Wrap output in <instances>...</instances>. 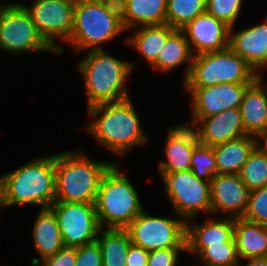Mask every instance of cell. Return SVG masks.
I'll use <instances>...</instances> for the list:
<instances>
[{"instance_id":"6da1fadb","label":"cell","mask_w":267,"mask_h":266,"mask_svg":"<svg viewBox=\"0 0 267 266\" xmlns=\"http://www.w3.org/2000/svg\"><path fill=\"white\" fill-rule=\"evenodd\" d=\"M87 112L93 119L86 131L107 150L125 157L132 147L146 143L148 137L130 98L92 106Z\"/></svg>"},{"instance_id":"7a4b0ae2","label":"cell","mask_w":267,"mask_h":266,"mask_svg":"<svg viewBox=\"0 0 267 266\" xmlns=\"http://www.w3.org/2000/svg\"><path fill=\"white\" fill-rule=\"evenodd\" d=\"M77 66L85 85L87 109L131 98L125 83L134 62L122 61L101 49L88 51Z\"/></svg>"},{"instance_id":"3957f363","label":"cell","mask_w":267,"mask_h":266,"mask_svg":"<svg viewBox=\"0 0 267 266\" xmlns=\"http://www.w3.org/2000/svg\"><path fill=\"white\" fill-rule=\"evenodd\" d=\"M114 162L89 159L83 150L55 155V201L95 203L104 173Z\"/></svg>"},{"instance_id":"277c9868","label":"cell","mask_w":267,"mask_h":266,"mask_svg":"<svg viewBox=\"0 0 267 266\" xmlns=\"http://www.w3.org/2000/svg\"><path fill=\"white\" fill-rule=\"evenodd\" d=\"M2 176L8 208L29 204L48 209L55 202V155L33 158Z\"/></svg>"},{"instance_id":"5b68a950","label":"cell","mask_w":267,"mask_h":266,"mask_svg":"<svg viewBox=\"0 0 267 266\" xmlns=\"http://www.w3.org/2000/svg\"><path fill=\"white\" fill-rule=\"evenodd\" d=\"M117 164L104 173L95 202L98 222L104 229H126L144 210L136 187Z\"/></svg>"},{"instance_id":"8992f818","label":"cell","mask_w":267,"mask_h":266,"mask_svg":"<svg viewBox=\"0 0 267 266\" xmlns=\"http://www.w3.org/2000/svg\"><path fill=\"white\" fill-rule=\"evenodd\" d=\"M125 29L120 7L99 0H76L74 23L69 40L75 52L101 50V45Z\"/></svg>"},{"instance_id":"52a82bcc","label":"cell","mask_w":267,"mask_h":266,"mask_svg":"<svg viewBox=\"0 0 267 266\" xmlns=\"http://www.w3.org/2000/svg\"><path fill=\"white\" fill-rule=\"evenodd\" d=\"M256 71L230 47L194 56L183 87H207L222 83H252Z\"/></svg>"},{"instance_id":"ba28073f","label":"cell","mask_w":267,"mask_h":266,"mask_svg":"<svg viewBox=\"0 0 267 266\" xmlns=\"http://www.w3.org/2000/svg\"><path fill=\"white\" fill-rule=\"evenodd\" d=\"M159 173L166 198L177 216L187 221L202 211L211 212L210 182L198 178L191 170Z\"/></svg>"},{"instance_id":"9c48e42d","label":"cell","mask_w":267,"mask_h":266,"mask_svg":"<svg viewBox=\"0 0 267 266\" xmlns=\"http://www.w3.org/2000/svg\"><path fill=\"white\" fill-rule=\"evenodd\" d=\"M76 0H33L26 6L22 2L9 3L8 5H23L29 12L39 35L56 52H64L56 39L67 42L70 38L74 23Z\"/></svg>"},{"instance_id":"30bf717a","label":"cell","mask_w":267,"mask_h":266,"mask_svg":"<svg viewBox=\"0 0 267 266\" xmlns=\"http://www.w3.org/2000/svg\"><path fill=\"white\" fill-rule=\"evenodd\" d=\"M126 230L132 244L149 252L167 248H186V221L182 217H155L144 209Z\"/></svg>"},{"instance_id":"8fae6325","label":"cell","mask_w":267,"mask_h":266,"mask_svg":"<svg viewBox=\"0 0 267 266\" xmlns=\"http://www.w3.org/2000/svg\"><path fill=\"white\" fill-rule=\"evenodd\" d=\"M0 49L7 53H56L39 35L23 5H6L0 10Z\"/></svg>"},{"instance_id":"7c38bea8","label":"cell","mask_w":267,"mask_h":266,"mask_svg":"<svg viewBox=\"0 0 267 266\" xmlns=\"http://www.w3.org/2000/svg\"><path fill=\"white\" fill-rule=\"evenodd\" d=\"M56 216L65 247L95 242L101 229L95 203L55 201L49 208Z\"/></svg>"},{"instance_id":"4fadbf2b","label":"cell","mask_w":267,"mask_h":266,"mask_svg":"<svg viewBox=\"0 0 267 266\" xmlns=\"http://www.w3.org/2000/svg\"><path fill=\"white\" fill-rule=\"evenodd\" d=\"M251 83H222L207 87H184L191 96V124L196 127L206 117L240 108L246 87Z\"/></svg>"},{"instance_id":"5bb4252c","label":"cell","mask_w":267,"mask_h":266,"mask_svg":"<svg viewBox=\"0 0 267 266\" xmlns=\"http://www.w3.org/2000/svg\"><path fill=\"white\" fill-rule=\"evenodd\" d=\"M211 213L241 218L247 211L250 190L239 174H216L210 182Z\"/></svg>"},{"instance_id":"9a60e30c","label":"cell","mask_w":267,"mask_h":266,"mask_svg":"<svg viewBox=\"0 0 267 266\" xmlns=\"http://www.w3.org/2000/svg\"><path fill=\"white\" fill-rule=\"evenodd\" d=\"M194 56L229 47L230 26L205 11L181 29Z\"/></svg>"},{"instance_id":"2e32d148","label":"cell","mask_w":267,"mask_h":266,"mask_svg":"<svg viewBox=\"0 0 267 266\" xmlns=\"http://www.w3.org/2000/svg\"><path fill=\"white\" fill-rule=\"evenodd\" d=\"M165 155L167 161H160L159 172L175 173L191 170L192 153L199 143L196 129L188 124H177L168 128Z\"/></svg>"},{"instance_id":"e0dca14e","label":"cell","mask_w":267,"mask_h":266,"mask_svg":"<svg viewBox=\"0 0 267 266\" xmlns=\"http://www.w3.org/2000/svg\"><path fill=\"white\" fill-rule=\"evenodd\" d=\"M194 128L199 142L211 147L246 136L240 108L203 118Z\"/></svg>"},{"instance_id":"ac0fdd59","label":"cell","mask_w":267,"mask_h":266,"mask_svg":"<svg viewBox=\"0 0 267 266\" xmlns=\"http://www.w3.org/2000/svg\"><path fill=\"white\" fill-rule=\"evenodd\" d=\"M234 238V218L229 216L218 219L214 216L203 223L186 221V250L198 255L210 245L228 243Z\"/></svg>"},{"instance_id":"d6986e66","label":"cell","mask_w":267,"mask_h":266,"mask_svg":"<svg viewBox=\"0 0 267 266\" xmlns=\"http://www.w3.org/2000/svg\"><path fill=\"white\" fill-rule=\"evenodd\" d=\"M230 27L229 47L256 72L267 67V17L262 24L233 32Z\"/></svg>"},{"instance_id":"ffe728a7","label":"cell","mask_w":267,"mask_h":266,"mask_svg":"<svg viewBox=\"0 0 267 266\" xmlns=\"http://www.w3.org/2000/svg\"><path fill=\"white\" fill-rule=\"evenodd\" d=\"M240 111L246 135L258 138L267 130V95L256 79L246 87Z\"/></svg>"},{"instance_id":"44dd1931","label":"cell","mask_w":267,"mask_h":266,"mask_svg":"<svg viewBox=\"0 0 267 266\" xmlns=\"http://www.w3.org/2000/svg\"><path fill=\"white\" fill-rule=\"evenodd\" d=\"M36 216L32 236L35 250L40 258L34 257L31 260L32 266L65 247L55 214L48 208L40 209Z\"/></svg>"},{"instance_id":"7402d4cb","label":"cell","mask_w":267,"mask_h":266,"mask_svg":"<svg viewBox=\"0 0 267 266\" xmlns=\"http://www.w3.org/2000/svg\"><path fill=\"white\" fill-rule=\"evenodd\" d=\"M167 0H124L120 7L125 31L144 25L166 24Z\"/></svg>"},{"instance_id":"603a6c76","label":"cell","mask_w":267,"mask_h":266,"mask_svg":"<svg viewBox=\"0 0 267 266\" xmlns=\"http://www.w3.org/2000/svg\"><path fill=\"white\" fill-rule=\"evenodd\" d=\"M234 238L240 261L267 256L266 226L251 222L243 217L234 218Z\"/></svg>"},{"instance_id":"cb8c5ba5","label":"cell","mask_w":267,"mask_h":266,"mask_svg":"<svg viewBox=\"0 0 267 266\" xmlns=\"http://www.w3.org/2000/svg\"><path fill=\"white\" fill-rule=\"evenodd\" d=\"M257 144L256 137L246 135L213 146L216 156L217 174H239L242 166L248 160L250 153Z\"/></svg>"},{"instance_id":"d4e9b609","label":"cell","mask_w":267,"mask_h":266,"mask_svg":"<svg viewBox=\"0 0 267 266\" xmlns=\"http://www.w3.org/2000/svg\"><path fill=\"white\" fill-rule=\"evenodd\" d=\"M136 28L126 42L135 48L150 65L156 61L168 38L177 30L168 24L144 25Z\"/></svg>"},{"instance_id":"484cf974","label":"cell","mask_w":267,"mask_h":266,"mask_svg":"<svg viewBox=\"0 0 267 266\" xmlns=\"http://www.w3.org/2000/svg\"><path fill=\"white\" fill-rule=\"evenodd\" d=\"M194 54L190 44L186 40L182 30L177 29L167 40L156 61L151 65L153 70L160 72H169L177 69L179 66L187 63L184 80L187 78Z\"/></svg>"},{"instance_id":"4316f807","label":"cell","mask_w":267,"mask_h":266,"mask_svg":"<svg viewBox=\"0 0 267 266\" xmlns=\"http://www.w3.org/2000/svg\"><path fill=\"white\" fill-rule=\"evenodd\" d=\"M97 241L102 252V266H126L128 248L131 244L126 229L101 228Z\"/></svg>"},{"instance_id":"83f0119b","label":"cell","mask_w":267,"mask_h":266,"mask_svg":"<svg viewBox=\"0 0 267 266\" xmlns=\"http://www.w3.org/2000/svg\"><path fill=\"white\" fill-rule=\"evenodd\" d=\"M206 11V0H167L166 24L181 30Z\"/></svg>"},{"instance_id":"f1b7e54d","label":"cell","mask_w":267,"mask_h":266,"mask_svg":"<svg viewBox=\"0 0 267 266\" xmlns=\"http://www.w3.org/2000/svg\"><path fill=\"white\" fill-rule=\"evenodd\" d=\"M239 176L252 191L267 185V155L256 146L242 166Z\"/></svg>"},{"instance_id":"f546056e","label":"cell","mask_w":267,"mask_h":266,"mask_svg":"<svg viewBox=\"0 0 267 266\" xmlns=\"http://www.w3.org/2000/svg\"><path fill=\"white\" fill-rule=\"evenodd\" d=\"M197 257L200 258L203 266H240L241 263L235 238L228 243L210 245L204 248Z\"/></svg>"},{"instance_id":"4dcf8cb0","label":"cell","mask_w":267,"mask_h":266,"mask_svg":"<svg viewBox=\"0 0 267 266\" xmlns=\"http://www.w3.org/2000/svg\"><path fill=\"white\" fill-rule=\"evenodd\" d=\"M191 171L208 182L217 174L216 156L213 147L198 143L192 153Z\"/></svg>"},{"instance_id":"1f68e13d","label":"cell","mask_w":267,"mask_h":266,"mask_svg":"<svg viewBox=\"0 0 267 266\" xmlns=\"http://www.w3.org/2000/svg\"><path fill=\"white\" fill-rule=\"evenodd\" d=\"M242 4L243 0H206V11L228 26L234 27Z\"/></svg>"},{"instance_id":"d6a6232c","label":"cell","mask_w":267,"mask_h":266,"mask_svg":"<svg viewBox=\"0 0 267 266\" xmlns=\"http://www.w3.org/2000/svg\"><path fill=\"white\" fill-rule=\"evenodd\" d=\"M244 219L267 227V185L250 191Z\"/></svg>"},{"instance_id":"836d02e7","label":"cell","mask_w":267,"mask_h":266,"mask_svg":"<svg viewBox=\"0 0 267 266\" xmlns=\"http://www.w3.org/2000/svg\"><path fill=\"white\" fill-rule=\"evenodd\" d=\"M75 266H102V252L97 240L77 247Z\"/></svg>"},{"instance_id":"e575fe53","label":"cell","mask_w":267,"mask_h":266,"mask_svg":"<svg viewBox=\"0 0 267 266\" xmlns=\"http://www.w3.org/2000/svg\"><path fill=\"white\" fill-rule=\"evenodd\" d=\"M186 248H167L150 251L147 266H177L179 253Z\"/></svg>"},{"instance_id":"d590c367","label":"cell","mask_w":267,"mask_h":266,"mask_svg":"<svg viewBox=\"0 0 267 266\" xmlns=\"http://www.w3.org/2000/svg\"><path fill=\"white\" fill-rule=\"evenodd\" d=\"M77 247H64L56 254L45 257L35 266H75Z\"/></svg>"},{"instance_id":"8d00e7d4","label":"cell","mask_w":267,"mask_h":266,"mask_svg":"<svg viewBox=\"0 0 267 266\" xmlns=\"http://www.w3.org/2000/svg\"><path fill=\"white\" fill-rule=\"evenodd\" d=\"M150 252L146 249L130 244L127 253L126 266H147Z\"/></svg>"},{"instance_id":"74e56055","label":"cell","mask_w":267,"mask_h":266,"mask_svg":"<svg viewBox=\"0 0 267 266\" xmlns=\"http://www.w3.org/2000/svg\"><path fill=\"white\" fill-rule=\"evenodd\" d=\"M245 260H247V262L243 264V266H267V256L248 258Z\"/></svg>"},{"instance_id":"f35d334b","label":"cell","mask_w":267,"mask_h":266,"mask_svg":"<svg viewBox=\"0 0 267 266\" xmlns=\"http://www.w3.org/2000/svg\"><path fill=\"white\" fill-rule=\"evenodd\" d=\"M8 207L6 203V193H5V184L3 180V176H0V211L3 208Z\"/></svg>"},{"instance_id":"ab89813d","label":"cell","mask_w":267,"mask_h":266,"mask_svg":"<svg viewBox=\"0 0 267 266\" xmlns=\"http://www.w3.org/2000/svg\"><path fill=\"white\" fill-rule=\"evenodd\" d=\"M257 142V146L267 155V130L257 138Z\"/></svg>"},{"instance_id":"60d3db41","label":"cell","mask_w":267,"mask_h":266,"mask_svg":"<svg viewBox=\"0 0 267 266\" xmlns=\"http://www.w3.org/2000/svg\"><path fill=\"white\" fill-rule=\"evenodd\" d=\"M99 1L107 3V4H112L118 7H121L124 3V0H99Z\"/></svg>"},{"instance_id":"b9f144b4","label":"cell","mask_w":267,"mask_h":266,"mask_svg":"<svg viewBox=\"0 0 267 266\" xmlns=\"http://www.w3.org/2000/svg\"><path fill=\"white\" fill-rule=\"evenodd\" d=\"M256 80L262 85V87H265L264 90L266 92L267 95V86H263V76H262V69L256 72Z\"/></svg>"},{"instance_id":"7bdbcfd3","label":"cell","mask_w":267,"mask_h":266,"mask_svg":"<svg viewBox=\"0 0 267 266\" xmlns=\"http://www.w3.org/2000/svg\"><path fill=\"white\" fill-rule=\"evenodd\" d=\"M7 4H1L0 3V10L4 7V6H6Z\"/></svg>"}]
</instances>
